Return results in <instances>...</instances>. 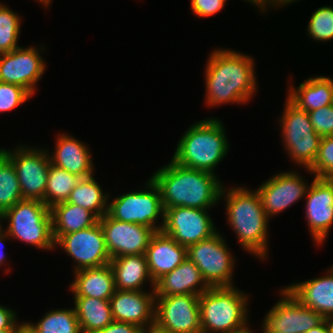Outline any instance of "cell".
I'll return each mask as SVG.
<instances>
[{"label": "cell", "mask_w": 333, "mask_h": 333, "mask_svg": "<svg viewBox=\"0 0 333 333\" xmlns=\"http://www.w3.org/2000/svg\"><path fill=\"white\" fill-rule=\"evenodd\" d=\"M32 95L22 86L0 81V112L11 111L27 102Z\"/></svg>", "instance_id": "36"}, {"label": "cell", "mask_w": 333, "mask_h": 333, "mask_svg": "<svg viewBox=\"0 0 333 333\" xmlns=\"http://www.w3.org/2000/svg\"><path fill=\"white\" fill-rule=\"evenodd\" d=\"M302 305L318 312L324 319L333 316V270L323 277L314 278L286 287Z\"/></svg>", "instance_id": "23"}, {"label": "cell", "mask_w": 333, "mask_h": 333, "mask_svg": "<svg viewBox=\"0 0 333 333\" xmlns=\"http://www.w3.org/2000/svg\"><path fill=\"white\" fill-rule=\"evenodd\" d=\"M54 241L60 236L95 225L99 219L91 212L67 201L50 208Z\"/></svg>", "instance_id": "27"}, {"label": "cell", "mask_w": 333, "mask_h": 333, "mask_svg": "<svg viewBox=\"0 0 333 333\" xmlns=\"http://www.w3.org/2000/svg\"><path fill=\"white\" fill-rule=\"evenodd\" d=\"M80 179L81 177L50 164L44 203L51 208L67 201Z\"/></svg>", "instance_id": "31"}, {"label": "cell", "mask_w": 333, "mask_h": 333, "mask_svg": "<svg viewBox=\"0 0 333 333\" xmlns=\"http://www.w3.org/2000/svg\"><path fill=\"white\" fill-rule=\"evenodd\" d=\"M305 333H330V329L326 319H324L318 326Z\"/></svg>", "instance_id": "42"}, {"label": "cell", "mask_w": 333, "mask_h": 333, "mask_svg": "<svg viewBox=\"0 0 333 333\" xmlns=\"http://www.w3.org/2000/svg\"><path fill=\"white\" fill-rule=\"evenodd\" d=\"M199 295L155 298V324L172 333H202Z\"/></svg>", "instance_id": "13"}, {"label": "cell", "mask_w": 333, "mask_h": 333, "mask_svg": "<svg viewBox=\"0 0 333 333\" xmlns=\"http://www.w3.org/2000/svg\"><path fill=\"white\" fill-rule=\"evenodd\" d=\"M18 333H33L25 324L21 326Z\"/></svg>", "instance_id": "46"}, {"label": "cell", "mask_w": 333, "mask_h": 333, "mask_svg": "<svg viewBox=\"0 0 333 333\" xmlns=\"http://www.w3.org/2000/svg\"><path fill=\"white\" fill-rule=\"evenodd\" d=\"M55 150L49 154L50 163L81 178L93 175V161L86 144L65 133L56 140Z\"/></svg>", "instance_id": "22"}, {"label": "cell", "mask_w": 333, "mask_h": 333, "mask_svg": "<svg viewBox=\"0 0 333 333\" xmlns=\"http://www.w3.org/2000/svg\"><path fill=\"white\" fill-rule=\"evenodd\" d=\"M151 179L160 190L164 209L190 207L209 210L221 199L223 185L216 174L184 167L172 159Z\"/></svg>", "instance_id": "2"}, {"label": "cell", "mask_w": 333, "mask_h": 333, "mask_svg": "<svg viewBox=\"0 0 333 333\" xmlns=\"http://www.w3.org/2000/svg\"><path fill=\"white\" fill-rule=\"evenodd\" d=\"M187 257L198 267L209 287H231L236 259L219 232L187 248Z\"/></svg>", "instance_id": "8"}, {"label": "cell", "mask_w": 333, "mask_h": 333, "mask_svg": "<svg viewBox=\"0 0 333 333\" xmlns=\"http://www.w3.org/2000/svg\"><path fill=\"white\" fill-rule=\"evenodd\" d=\"M21 18L9 7L0 3V54L19 48Z\"/></svg>", "instance_id": "33"}, {"label": "cell", "mask_w": 333, "mask_h": 333, "mask_svg": "<svg viewBox=\"0 0 333 333\" xmlns=\"http://www.w3.org/2000/svg\"><path fill=\"white\" fill-rule=\"evenodd\" d=\"M297 172H279L256 190L265 214L270 219L306 196L309 185Z\"/></svg>", "instance_id": "17"}, {"label": "cell", "mask_w": 333, "mask_h": 333, "mask_svg": "<svg viewBox=\"0 0 333 333\" xmlns=\"http://www.w3.org/2000/svg\"><path fill=\"white\" fill-rule=\"evenodd\" d=\"M308 113L317 134L321 137L333 135V104Z\"/></svg>", "instance_id": "37"}, {"label": "cell", "mask_w": 333, "mask_h": 333, "mask_svg": "<svg viewBox=\"0 0 333 333\" xmlns=\"http://www.w3.org/2000/svg\"><path fill=\"white\" fill-rule=\"evenodd\" d=\"M19 330H0V333H18Z\"/></svg>", "instance_id": "50"}, {"label": "cell", "mask_w": 333, "mask_h": 333, "mask_svg": "<svg viewBox=\"0 0 333 333\" xmlns=\"http://www.w3.org/2000/svg\"><path fill=\"white\" fill-rule=\"evenodd\" d=\"M146 189L127 192L114 198L108 204V214L122 222L136 223L161 231L164 224V208L158 186L151 178L147 181ZM162 217V225H156Z\"/></svg>", "instance_id": "9"}, {"label": "cell", "mask_w": 333, "mask_h": 333, "mask_svg": "<svg viewBox=\"0 0 333 333\" xmlns=\"http://www.w3.org/2000/svg\"><path fill=\"white\" fill-rule=\"evenodd\" d=\"M16 312L0 305V330H19L24 323L18 324Z\"/></svg>", "instance_id": "40"}, {"label": "cell", "mask_w": 333, "mask_h": 333, "mask_svg": "<svg viewBox=\"0 0 333 333\" xmlns=\"http://www.w3.org/2000/svg\"><path fill=\"white\" fill-rule=\"evenodd\" d=\"M39 3H41L44 7H47L48 8V5L51 4L50 2L52 0H37Z\"/></svg>", "instance_id": "48"}, {"label": "cell", "mask_w": 333, "mask_h": 333, "mask_svg": "<svg viewBox=\"0 0 333 333\" xmlns=\"http://www.w3.org/2000/svg\"><path fill=\"white\" fill-rule=\"evenodd\" d=\"M142 333H172L168 332L165 329H162L161 327H158L155 323L148 326L146 329L142 330Z\"/></svg>", "instance_id": "44"}, {"label": "cell", "mask_w": 333, "mask_h": 333, "mask_svg": "<svg viewBox=\"0 0 333 333\" xmlns=\"http://www.w3.org/2000/svg\"><path fill=\"white\" fill-rule=\"evenodd\" d=\"M1 220L8 221L9 225L4 231L10 238L38 249L55 248L50 208L43 201L22 199L0 216Z\"/></svg>", "instance_id": "6"}, {"label": "cell", "mask_w": 333, "mask_h": 333, "mask_svg": "<svg viewBox=\"0 0 333 333\" xmlns=\"http://www.w3.org/2000/svg\"><path fill=\"white\" fill-rule=\"evenodd\" d=\"M205 67L206 105L247 103L256 93L254 59L228 49H214Z\"/></svg>", "instance_id": "1"}, {"label": "cell", "mask_w": 333, "mask_h": 333, "mask_svg": "<svg viewBox=\"0 0 333 333\" xmlns=\"http://www.w3.org/2000/svg\"><path fill=\"white\" fill-rule=\"evenodd\" d=\"M308 171L315 178L333 179V135L321 138L316 160Z\"/></svg>", "instance_id": "35"}, {"label": "cell", "mask_w": 333, "mask_h": 333, "mask_svg": "<svg viewBox=\"0 0 333 333\" xmlns=\"http://www.w3.org/2000/svg\"><path fill=\"white\" fill-rule=\"evenodd\" d=\"M58 245L76 261L74 272L102 267L111 260L99 221L89 228L60 236L55 241V247Z\"/></svg>", "instance_id": "12"}, {"label": "cell", "mask_w": 333, "mask_h": 333, "mask_svg": "<svg viewBox=\"0 0 333 333\" xmlns=\"http://www.w3.org/2000/svg\"><path fill=\"white\" fill-rule=\"evenodd\" d=\"M145 256L151 278L155 283L187 258V248L162 231H158L152 236Z\"/></svg>", "instance_id": "20"}, {"label": "cell", "mask_w": 333, "mask_h": 333, "mask_svg": "<svg viewBox=\"0 0 333 333\" xmlns=\"http://www.w3.org/2000/svg\"><path fill=\"white\" fill-rule=\"evenodd\" d=\"M109 194L103 193L101 186L93 178H81L71 191L67 202L91 211L98 219L108 213Z\"/></svg>", "instance_id": "29"}, {"label": "cell", "mask_w": 333, "mask_h": 333, "mask_svg": "<svg viewBox=\"0 0 333 333\" xmlns=\"http://www.w3.org/2000/svg\"><path fill=\"white\" fill-rule=\"evenodd\" d=\"M249 3H252L255 6H258L260 8V11L262 10L263 13L265 12V1L266 0H246Z\"/></svg>", "instance_id": "45"}, {"label": "cell", "mask_w": 333, "mask_h": 333, "mask_svg": "<svg viewBox=\"0 0 333 333\" xmlns=\"http://www.w3.org/2000/svg\"><path fill=\"white\" fill-rule=\"evenodd\" d=\"M208 118L192 124L180 138L172 160L179 165L215 174L230 148L224 124Z\"/></svg>", "instance_id": "4"}, {"label": "cell", "mask_w": 333, "mask_h": 333, "mask_svg": "<svg viewBox=\"0 0 333 333\" xmlns=\"http://www.w3.org/2000/svg\"><path fill=\"white\" fill-rule=\"evenodd\" d=\"M232 333H253V332L250 329H243V330H239V331L232 332Z\"/></svg>", "instance_id": "49"}, {"label": "cell", "mask_w": 333, "mask_h": 333, "mask_svg": "<svg viewBox=\"0 0 333 333\" xmlns=\"http://www.w3.org/2000/svg\"><path fill=\"white\" fill-rule=\"evenodd\" d=\"M326 321L329 325L330 333H333V316L326 318Z\"/></svg>", "instance_id": "47"}, {"label": "cell", "mask_w": 333, "mask_h": 333, "mask_svg": "<svg viewBox=\"0 0 333 333\" xmlns=\"http://www.w3.org/2000/svg\"><path fill=\"white\" fill-rule=\"evenodd\" d=\"M74 304L82 333H94L114 321L109 300L74 297Z\"/></svg>", "instance_id": "28"}, {"label": "cell", "mask_w": 333, "mask_h": 333, "mask_svg": "<svg viewBox=\"0 0 333 333\" xmlns=\"http://www.w3.org/2000/svg\"><path fill=\"white\" fill-rule=\"evenodd\" d=\"M287 98L306 112L332 105L333 79L325 76L310 77L298 88L290 84Z\"/></svg>", "instance_id": "26"}, {"label": "cell", "mask_w": 333, "mask_h": 333, "mask_svg": "<svg viewBox=\"0 0 333 333\" xmlns=\"http://www.w3.org/2000/svg\"><path fill=\"white\" fill-rule=\"evenodd\" d=\"M180 245L188 248L217 232L208 210L174 207L164 209V224L161 230Z\"/></svg>", "instance_id": "14"}, {"label": "cell", "mask_w": 333, "mask_h": 333, "mask_svg": "<svg viewBox=\"0 0 333 333\" xmlns=\"http://www.w3.org/2000/svg\"><path fill=\"white\" fill-rule=\"evenodd\" d=\"M142 330V328L133 323L114 320L105 328L94 333H142Z\"/></svg>", "instance_id": "39"}, {"label": "cell", "mask_w": 333, "mask_h": 333, "mask_svg": "<svg viewBox=\"0 0 333 333\" xmlns=\"http://www.w3.org/2000/svg\"><path fill=\"white\" fill-rule=\"evenodd\" d=\"M295 2V1H297V0H266L265 1V10H266V7L268 8V7H270V6H272V8L275 6H277V8L278 7H283L284 5H289L290 3H292V2ZM283 6H282V5ZM274 5V6H273Z\"/></svg>", "instance_id": "43"}, {"label": "cell", "mask_w": 333, "mask_h": 333, "mask_svg": "<svg viewBox=\"0 0 333 333\" xmlns=\"http://www.w3.org/2000/svg\"><path fill=\"white\" fill-rule=\"evenodd\" d=\"M209 288L198 267L187 257L173 271L159 278L154 290L156 297L182 294L200 296Z\"/></svg>", "instance_id": "21"}, {"label": "cell", "mask_w": 333, "mask_h": 333, "mask_svg": "<svg viewBox=\"0 0 333 333\" xmlns=\"http://www.w3.org/2000/svg\"><path fill=\"white\" fill-rule=\"evenodd\" d=\"M12 161L23 199H37L44 202L50 167L49 152L30 146H18L13 151L0 148Z\"/></svg>", "instance_id": "10"}, {"label": "cell", "mask_w": 333, "mask_h": 333, "mask_svg": "<svg viewBox=\"0 0 333 333\" xmlns=\"http://www.w3.org/2000/svg\"><path fill=\"white\" fill-rule=\"evenodd\" d=\"M222 197L227 201V221L235 231L238 242L248 253L264 260L268 254L269 218L264 212L259 193L240 186L227 191L223 186Z\"/></svg>", "instance_id": "3"}, {"label": "cell", "mask_w": 333, "mask_h": 333, "mask_svg": "<svg viewBox=\"0 0 333 333\" xmlns=\"http://www.w3.org/2000/svg\"><path fill=\"white\" fill-rule=\"evenodd\" d=\"M280 293L282 298L265 314L263 333H305L324 320L318 312L302 305L286 288Z\"/></svg>", "instance_id": "11"}, {"label": "cell", "mask_w": 333, "mask_h": 333, "mask_svg": "<svg viewBox=\"0 0 333 333\" xmlns=\"http://www.w3.org/2000/svg\"><path fill=\"white\" fill-rule=\"evenodd\" d=\"M19 47L0 54V81L25 88L31 95L36 92V83L46 70L40 55L41 47Z\"/></svg>", "instance_id": "16"}, {"label": "cell", "mask_w": 333, "mask_h": 333, "mask_svg": "<svg viewBox=\"0 0 333 333\" xmlns=\"http://www.w3.org/2000/svg\"><path fill=\"white\" fill-rule=\"evenodd\" d=\"M286 99L280 119L282 141L292 161L309 170L316 160L322 137L315 132L309 113Z\"/></svg>", "instance_id": "7"}, {"label": "cell", "mask_w": 333, "mask_h": 333, "mask_svg": "<svg viewBox=\"0 0 333 333\" xmlns=\"http://www.w3.org/2000/svg\"><path fill=\"white\" fill-rule=\"evenodd\" d=\"M105 243L112 258L146 253L152 236L153 228L113 219L108 213L99 218Z\"/></svg>", "instance_id": "15"}, {"label": "cell", "mask_w": 333, "mask_h": 333, "mask_svg": "<svg viewBox=\"0 0 333 333\" xmlns=\"http://www.w3.org/2000/svg\"><path fill=\"white\" fill-rule=\"evenodd\" d=\"M305 198L308 229L313 241L320 245L333 224V179L314 177Z\"/></svg>", "instance_id": "18"}, {"label": "cell", "mask_w": 333, "mask_h": 333, "mask_svg": "<svg viewBox=\"0 0 333 333\" xmlns=\"http://www.w3.org/2000/svg\"><path fill=\"white\" fill-rule=\"evenodd\" d=\"M248 296L231 287H210L199 297L202 333H232L248 326Z\"/></svg>", "instance_id": "5"}, {"label": "cell", "mask_w": 333, "mask_h": 333, "mask_svg": "<svg viewBox=\"0 0 333 333\" xmlns=\"http://www.w3.org/2000/svg\"><path fill=\"white\" fill-rule=\"evenodd\" d=\"M23 323L33 333H82L74 308L47 312L37 324Z\"/></svg>", "instance_id": "30"}, {"label": "cell", "mask_w": 333, "mask_h": 333, "mask_svg": "<svg viewBox=\"0 0 333 333\" xmlns=\"http://www.w3.org/2000/svg\"><path fill=\"white\" fill-rule=\"evenodd\" d=\"M109 264L113 271L116 290L142 291L147 280L151 283L152 289H155L144 254L112 258Z\"/></svg>", "instance_id": "25"}, {"label": "cell", "mask_w": 333, "mask_h": 333, "mask_svg": "<svg viewBox=\"0 0 333 333\" xmlns=\"http://www.w3.org/2000/svg\"><path fill=\"white\" fill-rule=\"evenodd\" d=\"M225 0H191V9L198 17H209L225 7Z\"/></svg>", "instance_id": "38"}, {"label": "cell", "mask_w": 333, "mask_h": 333, "mask_svg": "<svg viewBox=\"0 0 333 333\" xmlns=\"http://www.w3.org/2000/svg\"><path fill=\"white\" fill-rule=\"evenodd\" d=\"M22 199L15 167L0 150V216Z\"/></svg>", "instance_id": "32"}, {"label": "cell", "mask_w": 333, "mask_h": 333, "mask_svg": "<svg viewBox=\"0 0 333 333\" xmlns=\"http://www.w3.org/2000/svg\"><path fill=\"white\" fill-rule=\"evenodd\" d=\"M155 290H116L110 298L112 316L115 321L133 323L142 329L155 323Z\"/></svg>", "instance_id": "19"}, {"label": "cell", "mask_w": 333, "mask_h": 333, "mask_svg": "<svg viewBox=\"0 0 333 333\" xmlns=\"http://www.w3.org/2000/svg\"><path fill=\"white\" fill-rule=\"evenodd\" d=\"M70 290L74 297H92L110 300L116 291L110 264L98 268H85L74 272Z\"/></svg>", "instance_id": "24"}, {"label": "cell", "mask_w": 333, "mask_h": 333, "mask_svg": "<svg viewBox=\"0 0 333 333\" xmlns=\"http://www.w3.org/2000/svg\"><path fill=\"white\" fill-rule=\"evenodd\" d=\"M5 239H10V237L8 236V234L5 231H3V227H2V224L0 222V267H1V265H3V263L5 264L4 261L6 260L5 259L6 257L4 255V251L2 250V247L4 245L3 241H5Z\"/></svg>", "instance_id": "41"}, {"label": "cell", "mask_w": 333, "mask_h": 333, "mask_svg": "<svg viewBox=\"0 0 333 333\" xmlns=\"http://www.w3.org/2000/svg\"><path fill=\"white\" fill-rule=\"evenodd\" d=\"M308 35L317 41H330L333 38V8L322 6L310 17L307 26Z\"/></svg>", "instance_id": "34"}]
</instances>
